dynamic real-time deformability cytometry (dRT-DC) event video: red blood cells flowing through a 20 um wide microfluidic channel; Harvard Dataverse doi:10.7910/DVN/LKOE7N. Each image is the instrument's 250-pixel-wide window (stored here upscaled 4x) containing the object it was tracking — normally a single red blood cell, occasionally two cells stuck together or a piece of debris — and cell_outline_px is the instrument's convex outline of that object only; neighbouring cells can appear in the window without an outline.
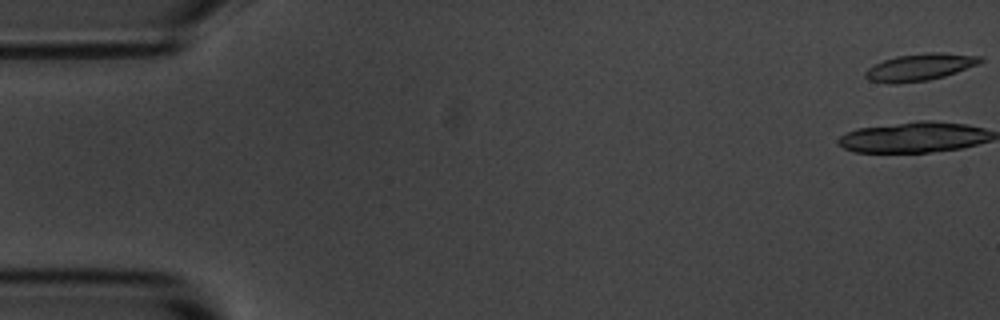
{"species": "common noctule bat (a hibernating species)", "species_latin": "Nyctalus noctula", "temperature_condition": "room temperature", "stored_images_in_passage": 3, "camera_frame_rate_fps": 3000, "um_per_image_px": 0.085, "animal": {"sex": "male", "body_mass_g": 20.1, "forearm_length_mm": 53.5}, "frame": {"image": 1, "passage_image": 1, "time_ms": 0.0, "image_size_px": [1000, 320], "cell_outline_px": [[984, 60], [976, 64], [956, 72], [944, 76], [928, 80], [896, 84], [892, 84], [868, 80], [864, 76], [864, 72], [868, 68], [884, 60], [896, 56], [928, 52], [940, 52], [984, 56]], "centroid_in_image_um": [78.18, 5.7], "position_along_channel_um": 6.8, "area_um2": 18.09}}